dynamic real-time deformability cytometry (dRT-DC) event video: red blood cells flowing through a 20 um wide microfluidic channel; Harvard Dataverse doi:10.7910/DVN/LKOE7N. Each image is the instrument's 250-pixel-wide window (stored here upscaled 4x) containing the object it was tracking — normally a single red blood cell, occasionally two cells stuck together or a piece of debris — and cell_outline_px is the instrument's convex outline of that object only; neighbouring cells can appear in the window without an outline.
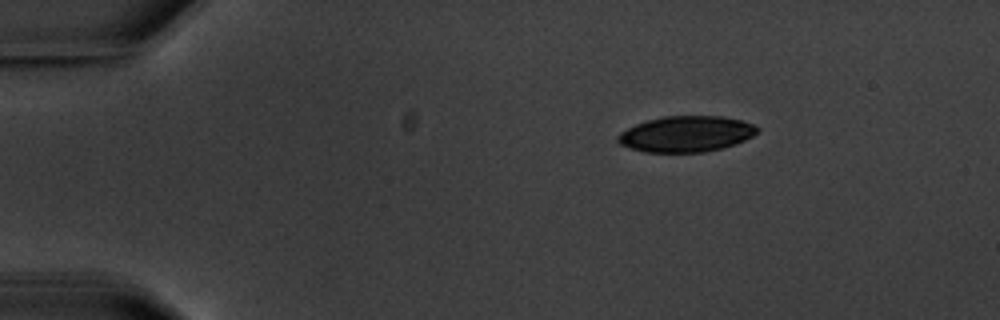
{"species": "common noctule bat (a hibernating species)", "species_latin": "Nyctalus noctula", "temperature_condition": "warm", "stored_images_in_passage": 6, "camera_frame_rate_fps": 3000, "um_per_image_px": 0.085, "animal": {"sex": "male", "body_mass_g": 20.1, "forearm_length_mm": 53.5}, "frame": {"image": 1, "passage_image": 1, "time_ms": 0.0, "image_size_px": [1000, 320], "cell_outline_px": [[760, 128], [752, 136], [736, 144], [704, 152], [644, 152], [620, 144], [616, 140], [616, 136], [620, 132], [636, 124], [648, 120], [664, 116], [720, 116], [740, 120], [752, 124]], "centroid_in_image_um": [58.3, 11.39], "position_along_channel_um": 26.7, "area_um2": 28.96}}